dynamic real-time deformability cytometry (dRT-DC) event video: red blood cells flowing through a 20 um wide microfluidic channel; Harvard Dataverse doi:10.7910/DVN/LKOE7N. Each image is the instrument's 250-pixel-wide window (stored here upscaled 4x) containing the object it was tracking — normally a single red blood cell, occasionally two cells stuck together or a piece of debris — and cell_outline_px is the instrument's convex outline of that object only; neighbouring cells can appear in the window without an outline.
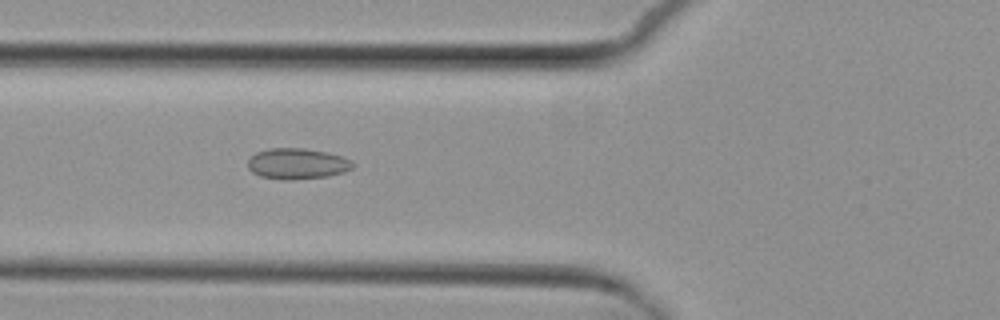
{"species": "common noctule bat (a hibernating species)", "species_latin": "Nyctalus noctula", "temperature_condition": "cold", "stored_images_in_passage": 9, "camera_frame_rate_fps": 3000, "um_per_image_px": 0.085, "animal": {"sex": "female", "body_mass_g": 29.2, "forearm_length_mm": 56.3}, "frame": {"image": 1, "passage_image": 6, "time_ms": 6.0, "image_size_px": [1000, 320], "cell_outline_px": [[356, 164], [352, 168], [344, 172], [328, 176], [292, 180], [284, 180], [260, 176], [252, 172], [248, 168], [248, 160], [256, 152], [268, 148], [304, 148], [328, 152], [352, 160]], "centroid_in_image_um": [25.27, 13.91], "position_along_channel_um": 100.5, "area_um2": 19.02}}
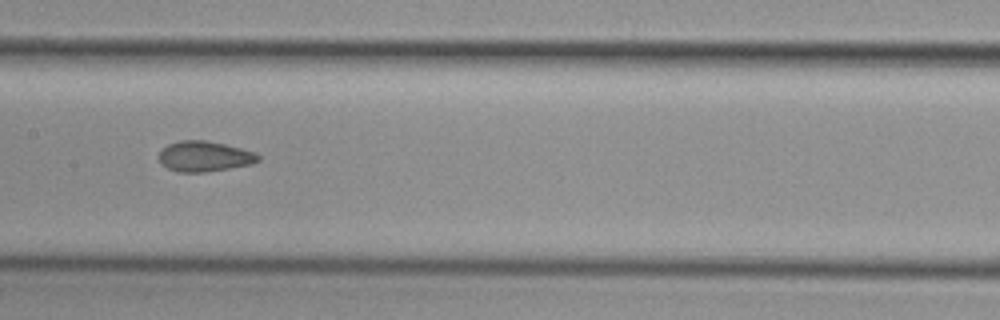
{"frame": {"image": 2, "passage_image": 8, "time_ms": 8.333, "image_size_px": [1000, 320], "cell_outline_px": [[260, 160], [252, 164], [204, 172], [176, 172], [160, 164], [160, 152], [168, 144], [180, 140], [204, 140], [224, 144], [256, 152], [260, 156]], "centroid_in_image_um": [17.38, 13.29], "position_along_channel_um": 190.0, "area_um2": 17.51}}
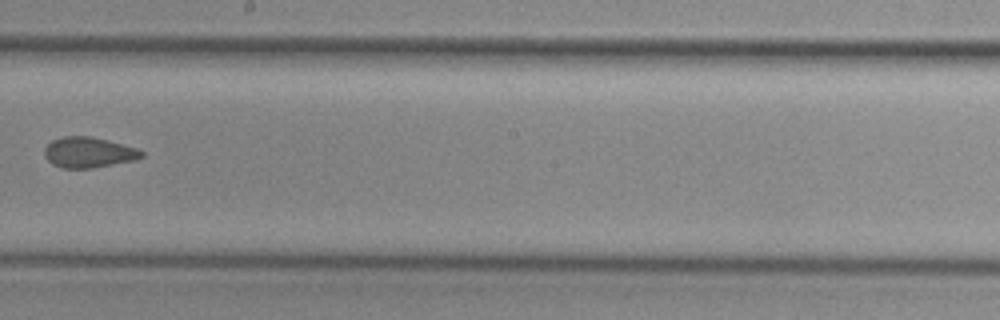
{"frame": {"image": 3, "passage_image": 9, "time_ms": 9.667, "image_size_px": [1000, 320], "cell_outline_px": [[144, 156], [136, 160], [92, 168], [64, 168], [52, 164], [44, 156], [44, 148], [52, 140], [64, 136], [92, 136], [108, 140], [136, 148], [144, 152]], "centroid_in_image_um": [7.53, 12.95], "position_along_channel_um": 240.7, "area_um2": 17.34}}